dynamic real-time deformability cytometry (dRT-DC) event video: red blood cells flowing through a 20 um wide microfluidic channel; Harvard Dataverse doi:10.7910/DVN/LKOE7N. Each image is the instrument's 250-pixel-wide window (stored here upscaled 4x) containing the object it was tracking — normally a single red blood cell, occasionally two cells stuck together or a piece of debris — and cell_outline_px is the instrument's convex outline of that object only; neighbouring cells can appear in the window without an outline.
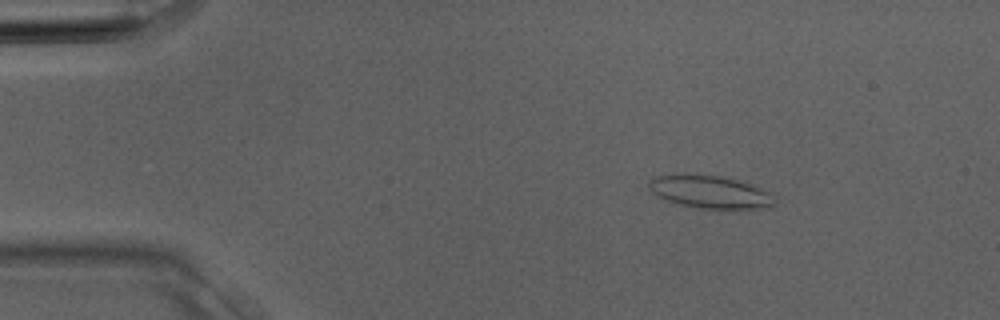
{"species": "Egyptian fruit bat (a non-hibernating species)", "species_latin": "Rousettus aegyptiacus", "temperature_condition": "room temperature", "stored_images_in_passage": 4, "camera_frame_rate_fps": 3000, "um_per_image_px": 0.085, "animal": {"sex": "male"}, "frame": {"image": 1, "passage_image": 2, "time_ms": 0.333, "image_size_px": [1000, 320], "cell_outline_px": [[776, 204], [772, 208], [700, 208], [680, 204], [656, 196], [648, 188], [648, 184], [656, 176], [684, 172], [720, 176], [736, 180], [748, 184], [768, 192], [776, 196]], "centroid_in_image_um": [60.34, 16.29], "position_along_channel_um": 24.7, "area_um2": 24.1}}